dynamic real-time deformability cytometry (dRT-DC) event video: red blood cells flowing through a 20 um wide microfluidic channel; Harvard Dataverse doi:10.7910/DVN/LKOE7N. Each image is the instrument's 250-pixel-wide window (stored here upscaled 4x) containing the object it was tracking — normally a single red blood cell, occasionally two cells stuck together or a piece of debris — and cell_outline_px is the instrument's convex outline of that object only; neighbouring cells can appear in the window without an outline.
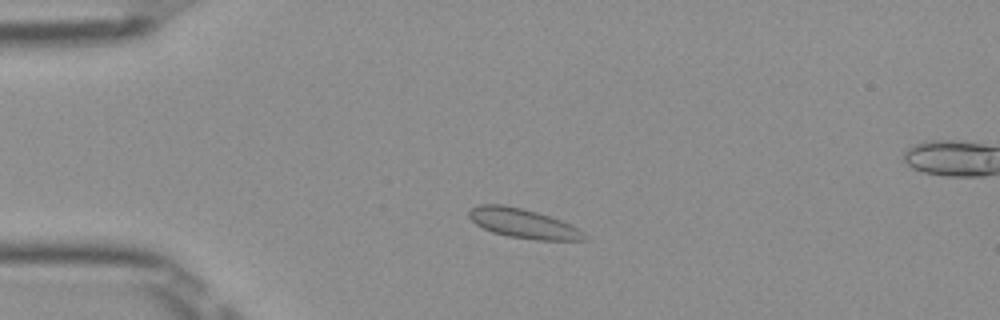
{"species": "Egyptian fruit bat (a non-hibernating species)", "species_latin": "Rousettus aegyptiacus", "temperature_condition": "room temperature", "stored_images_in_passage": 48, "camera_frame_rate_fps": 3000, "um_per_image_px": 0.085, "frame": {"image": 1, "passage_image": 8, "time_ms": 2.333, "image_size_px": [1000, 320], "cell_outline_px": [[588, 240], [536, 240], [508, 236], [492, 232], [476, 224], [468, 216], [468, 212], [472, 208], [480, 204], [504, 204], [536, 212], [560, 220], [584, 232], [588, 236]], "centroid_in_image_um": [44.46, 19.0], "position_along_channel_um": 40.5, "area_um2": 19.59}}
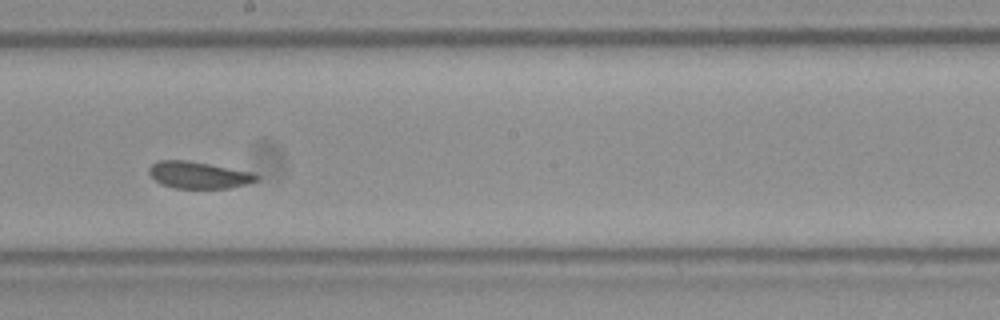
{"frame": {"image": 2, "passage_image": 25, "time_ms": 8.0, "image_size_px": [1000, 320], "cell_outline_px": [[260, 176], [256, 180], [244, 184], [228, 188], [176, 188], [164, 184], [156, 180], [148, 172], [148, 168], [152, 164], [160, 160], [188, 160], [252, 172]], "centroid_in_image_um": [16.87, 14.86], "position_along_channel_um": 231.3, "area_um2": 16.53}}
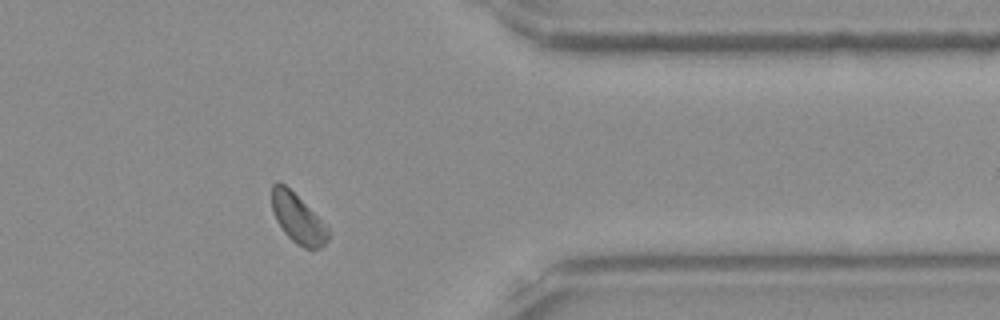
{"frame": {"image": 3, "passage_image": 38, "time_ms": 12.333, "image_size_px": [1000, 320], "cell_outline_px": [[328, 240], [320, 248], [312, 252], [296, 244], [284, 232], [276, 220], [272, 208], [272, 184], [284, 184], [328, 228]], "centroid_in_image_um": [25.31, 18.66], "position_along_channel_um": 386.1, "area_um2": 15.66}}